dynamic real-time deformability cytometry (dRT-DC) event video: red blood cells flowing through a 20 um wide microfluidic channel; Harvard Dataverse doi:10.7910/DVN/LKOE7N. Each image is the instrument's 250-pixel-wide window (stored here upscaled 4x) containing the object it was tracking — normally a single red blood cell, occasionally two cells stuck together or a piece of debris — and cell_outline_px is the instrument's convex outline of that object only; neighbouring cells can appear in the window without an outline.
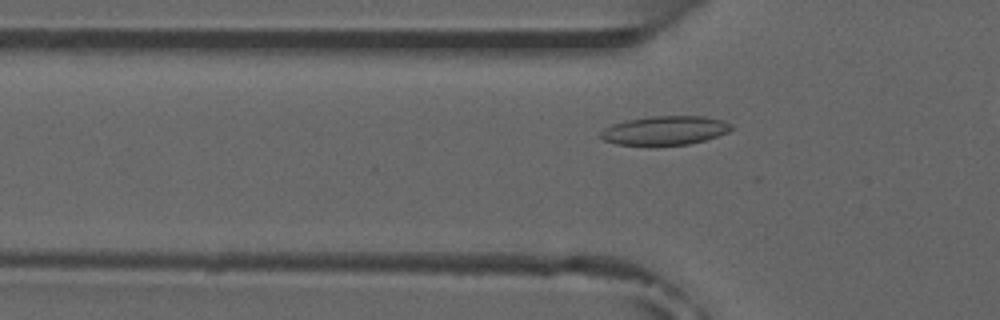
{"species": "common noctule bat (a hibernating species)", "species_latin": "Nyctalus noctula", "temperature_condition": "room temperature", "stored_images_in_passage": 20, "camera_frame_rate_fps": 3000, "um_per_image_px": 0.085, "animal": {"sex": "male", "forearm_length_mm": 52.5}, "frame": {"image": 1, "passage_image": 7, "time_ms": 2.0, "image_size_px": [1000, 320], "cell_outline_px": [[732, 128], [728, 132], [704, 140], [688, 144], [656, 148], [616, 144], [604, 140], [600, 136], [600, 132], [604, 128], [612, 124], [628, 120], [648, 116], [704, 116], [724, 120], [732, 124]], "centroid_in_image_um": [56.49, 11.12], "position_along_channel_um": 69.3, "area_um2": 22.77}}
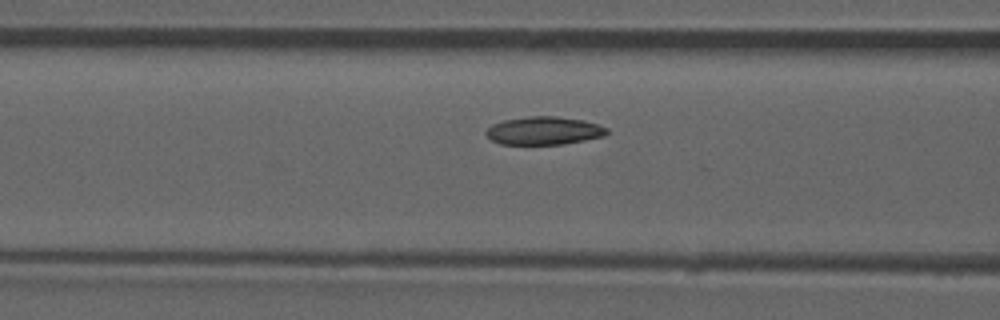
{"frame": {"image": 2, "passage_image": 11, "time_ms": 3.333, "image_size_px": [1000, 320], "cell_outline_px": [[608, 132], [604, 136], [584, 140], [560, 144], [500, 144], [492, 140], [484, 132], [492, 124], [504, 120], [528, 116], [556, 116], [584, 120], [608, 128]], "centroid_in_image_um": [46.22, 11.1], "position_along_channel_um": 120.4, "area_um2": 19.65}}